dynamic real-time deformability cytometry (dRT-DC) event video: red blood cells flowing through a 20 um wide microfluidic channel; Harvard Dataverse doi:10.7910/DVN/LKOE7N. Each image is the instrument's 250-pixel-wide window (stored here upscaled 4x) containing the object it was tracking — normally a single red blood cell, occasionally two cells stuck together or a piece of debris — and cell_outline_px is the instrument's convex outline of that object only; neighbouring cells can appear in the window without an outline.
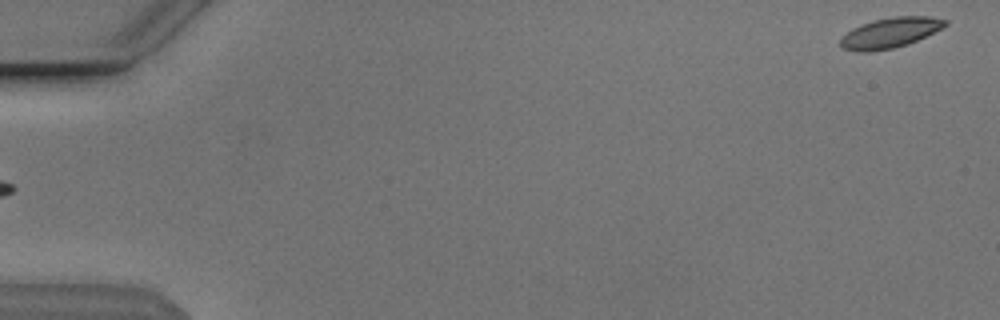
{"species": "Egyptian fruit bat (a non-hibernating species)", "species_latin": "Rousettus aegyptiacus", "temperature_condition": "cold", "stored_images_in_passage": 10, "camera_frame_rate_fps": 3000, "um_per_image_px": 0.085, "animal": {"sex": "male"}, "frame": {"image": 1, "passage_image": 1, "time_ms": 0.0, "image_size_px": [1000, 320], "cell_outline_px": [[948, 24], [908, 44], [892, 48], [868, 52], [856, 52], [840, 48], [840, 40], [852, 28], [860, 24], [872, 20], [896, 16], [928, 16], [948, 20]], "centroid_in_image_um": [75.61, 2.79], "position_along_channel_um": 9.4, "area_um2": 18.32}}